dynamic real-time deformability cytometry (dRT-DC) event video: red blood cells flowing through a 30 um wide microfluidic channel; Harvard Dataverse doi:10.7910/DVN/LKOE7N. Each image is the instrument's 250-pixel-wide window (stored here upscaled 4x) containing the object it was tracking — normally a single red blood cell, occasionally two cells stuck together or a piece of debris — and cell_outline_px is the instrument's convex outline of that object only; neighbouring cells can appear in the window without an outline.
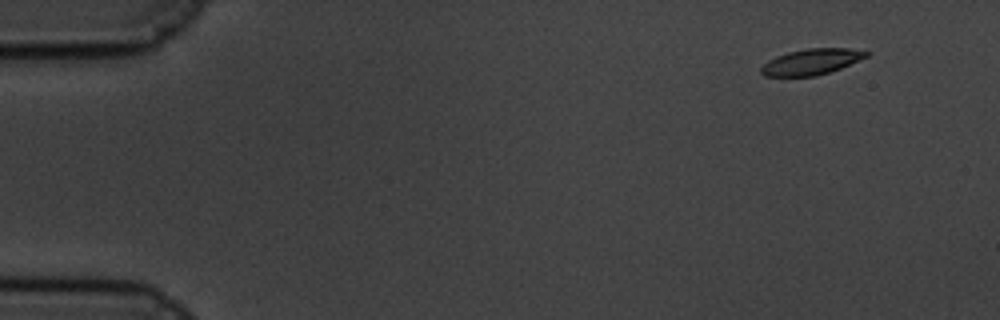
{"species": "common noctule bat (a hibernating species)", "species_latin": "Nyctalus noctula", "temperature_condition": "cold", "stored_images_in_passage": 57, "camera_frame_rate_fps": 3000, "um_per_image_px": 0.085, "animal": {"sex": "male", "body_mass_g": 19.5, "forearm_length_mm": 54.6}, "frame": {"image": 1, "passage_image": 1, "time_ms": 0.0, "image_size_px": [1000, 320], "cell_outline_px": [[872, 52], [868, 56], [840, 68], [816, 76], [764, 76], [760, 72], [760, 68], [768, 60], [776, 56], [788, 52], [808, 48], [848, 48]], "centroid_in_image_um": [68.96, 5.24], "position_along_channel_um": 16.0, "area_um2": 15.78}}
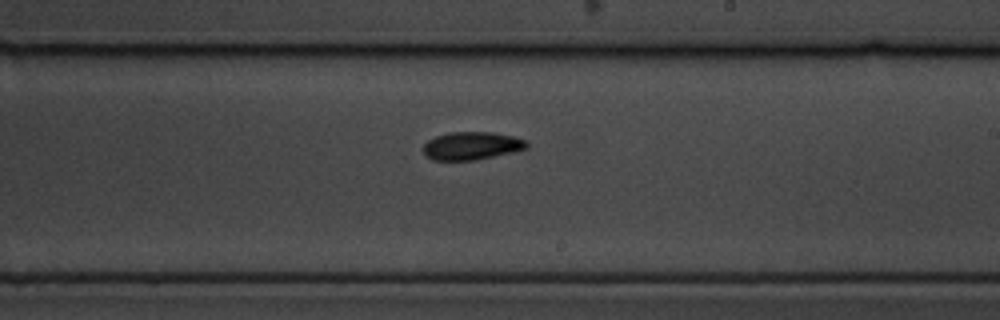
{"frame": {"image": 2, "passage_image": 32, "time_ms": 10.333, "image_size_px": [1000, 320], "cell_outline_px": [[528, 148], [512, 152], [476, 160], [432, 160], [424, 152], [424, 144], [428, 140], [436, 136], [448, 132], [492, 132], [516, 136], [528, 140]], "centroid_in_image_um": [40.14, 12.38], "position_along_channel_um": 248.9, "area_um2": 16.94}}
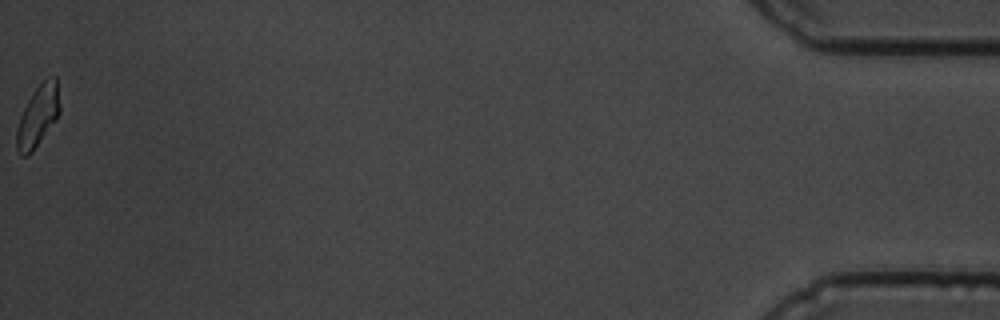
{"frame": {"image": 3, "passage_image": 57, "time_ms": 18.667, "image_size_px": [1000, 320], "cell_outline_px": [[60, 112], [56, 120], [32, 152], [28, 156], [20, 156], [16, 148], [16, 132], [20, 116], [32, 92], [44, 80], [52, 76], [56, 76], [60, 108]], "centroid_in_image_um": [3.22, 9.89], "position_along_channel_um": 432.0, "area_um2": 15.37}, "authors_computed_cell_mechanics": {"area_um2": 16.6464, "velocity_mm_per_s": 3.3269, "shape_relaxation_time_tau1_ms": 3.0307, "shape_relaxation_time_tau2_ms": 9.1617, "deformation_change_tau1": 0.0946, "deformation_change_tau2": 0.1164}}